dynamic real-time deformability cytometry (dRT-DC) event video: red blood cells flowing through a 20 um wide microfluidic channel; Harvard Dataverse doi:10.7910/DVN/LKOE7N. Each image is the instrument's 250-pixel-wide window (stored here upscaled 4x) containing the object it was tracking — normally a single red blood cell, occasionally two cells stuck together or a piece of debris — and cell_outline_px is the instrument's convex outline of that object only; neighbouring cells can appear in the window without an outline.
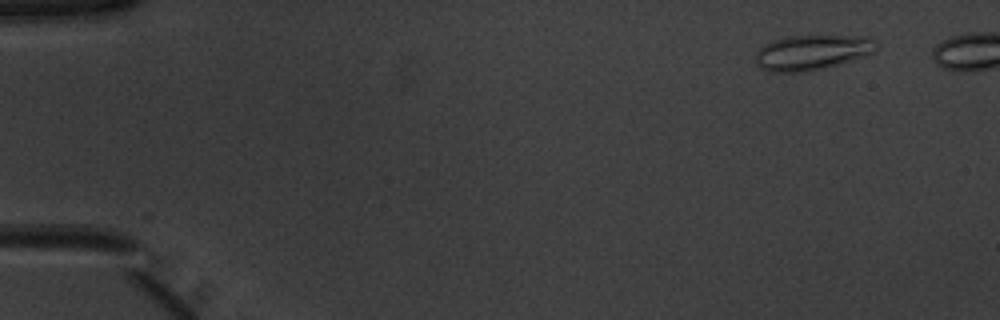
{"species": "common noctule bat (a hibernating species)", "species_latin": "Nyctalus noctula", "temperature_condition": "warm", "stored_images_in_passage": 40, "camera_frame_rate_fps": 3000, "um_per_image_px": 0.085, "animal": {"sex": "male", "body_mass_g": 20.1, "forearm_length_mm": 53.5}, "frame": {"image": 1, "passage_image": 2, "time_ms": 0.333, "image_size_px": [1000, 320], "cell_outline_px": [[880, 44], [872, 52], [864, 56], [840, 64], [808, 72], [768, 72], [760, 68], [756, 64], [756, 52], [764, 44], [772, 40], [784, 36], [868, 36]], "centroid_in_image_um": [69.0, 4.46], "position_along_channel_um": 16.0, "area_um2": 24.97}}
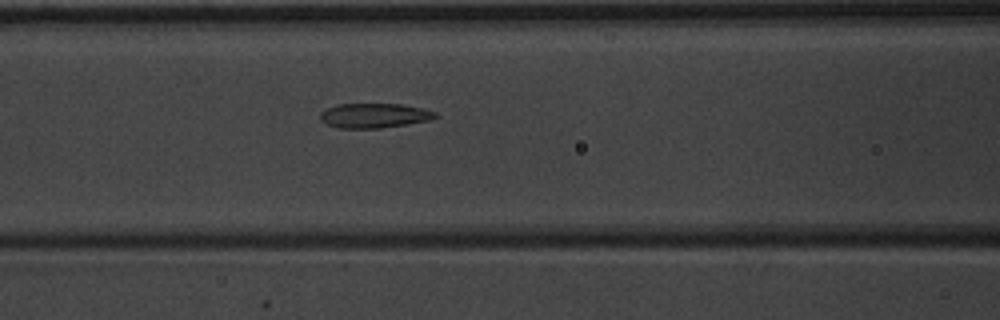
{"frame": {"image": 2, "passage_image": 20, "time_ms": 6.333, "image_size_px": [1000, 320], "cell_outline_px": [[440, 116], [432, 120], [380, 128], [336, 128], [324, 124], [320, 120], [320, 112], [328, 108], [340, 104], [400, 104], [420, 108], [436, 112]], "centroid_in_image_um": [31.8, 9.83], "position_along_channel_um": 134.8, "area_um2": 16.59}}
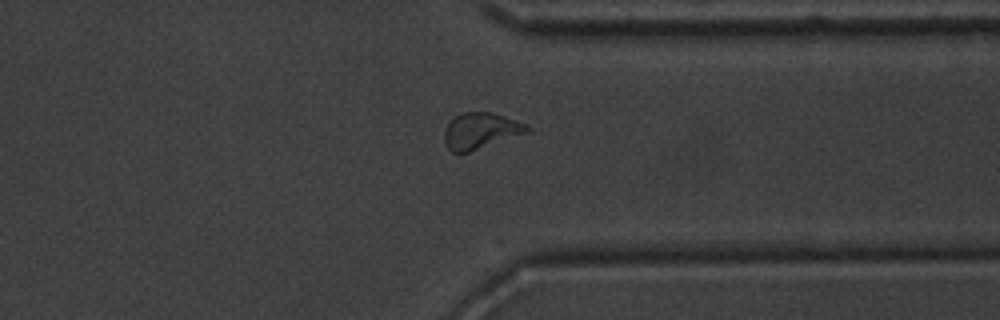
{"frame": {"image": 3, "passage_image": 38, "time_ms": 12.333, "image_size_px": [1000, 320], "cell_outline_px": [[532, 132], [468, 152], [452, 152], [448, 148], [444, 140], [444, 132], [448, 124], [460, 112], [492, 112], [528, 124], [532, 128]], "centroid_in_image_um": [40.92, 11.11], "position_along_channel_um": 370.5, "area_um2": 17.57}}